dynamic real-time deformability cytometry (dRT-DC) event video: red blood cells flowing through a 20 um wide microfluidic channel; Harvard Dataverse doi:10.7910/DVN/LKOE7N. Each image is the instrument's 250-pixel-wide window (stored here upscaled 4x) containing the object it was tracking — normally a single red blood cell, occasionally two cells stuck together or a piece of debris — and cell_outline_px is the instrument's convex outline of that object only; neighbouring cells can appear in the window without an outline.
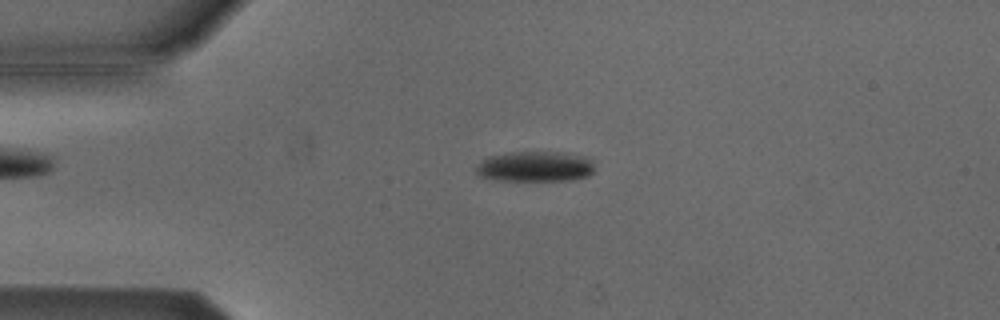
{"species": "Egyptian fruit bat (a non-hibernating species)", "species_latin": "Rousettus aegyptiacus", "temperature_condition": "cold", "stored_images_in_passage": 13, "camera_frame_rate_fps": 3000, "um_per_image_px": 0.085, "animal": {"sex": "male"}, "frame": {"image": 1, "passage_image": 10, "time_ms": 3.0, "image_size_px": [1000, 320], "cell_outline_px": [[592, 172], [588, 176], [572, 180], [500, 180], [480, 176], [476, 172], [476, 168], [488, 156], [512, 152], [564, 152], [584, 156], [592, 160]], "centroid_in_image_um": [45.51, 14.15], "position_along_channel_um": 39.5, "area_um2": 20.75}}